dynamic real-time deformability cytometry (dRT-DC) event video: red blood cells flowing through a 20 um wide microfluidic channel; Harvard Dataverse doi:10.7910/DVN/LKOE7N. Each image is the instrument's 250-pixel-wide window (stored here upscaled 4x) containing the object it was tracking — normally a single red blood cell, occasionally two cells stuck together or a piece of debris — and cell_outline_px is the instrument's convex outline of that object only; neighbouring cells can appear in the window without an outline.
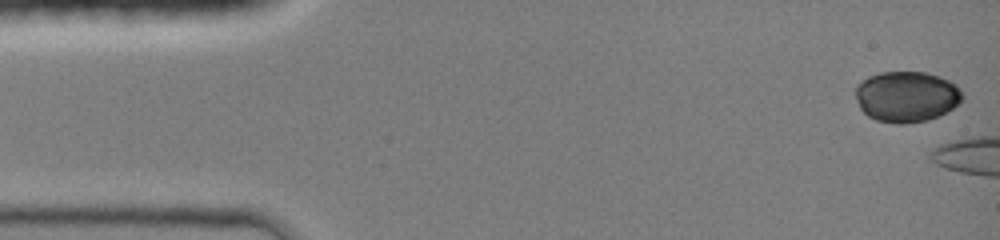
{"species": "common noctule bat (a hibernating species)", "species_latin": "Nyctalus noctula", "temperature_condition": "room temperature", "stored_images_in_passage": 4, "camera_frame_rate_fps": 3000, "um_per_image_px": 0.085, "animal": {"sex": "female", "body_mass_g": 19.0, "forearm_length_mm": 51.5}, "frame": {"image": 1, "passage_image": 1, "time_ms": 0.0, "image_size_px": [1000, 240], "cell_outline_px": [[964, 96], [952, 108], [940, 116], [928, 120], [904, 124], [896, 124], [876, 120], [868, 116], [860, 108], [856, 100], [856, 84], [868, 76], [880, 72], [924, 72], [940, 76], [956, 84], [960, 88]], "centroid_in_image_um": [77.04, 8.21], "position_along_channel_um": 8.0, "area_um2": 31.85}}